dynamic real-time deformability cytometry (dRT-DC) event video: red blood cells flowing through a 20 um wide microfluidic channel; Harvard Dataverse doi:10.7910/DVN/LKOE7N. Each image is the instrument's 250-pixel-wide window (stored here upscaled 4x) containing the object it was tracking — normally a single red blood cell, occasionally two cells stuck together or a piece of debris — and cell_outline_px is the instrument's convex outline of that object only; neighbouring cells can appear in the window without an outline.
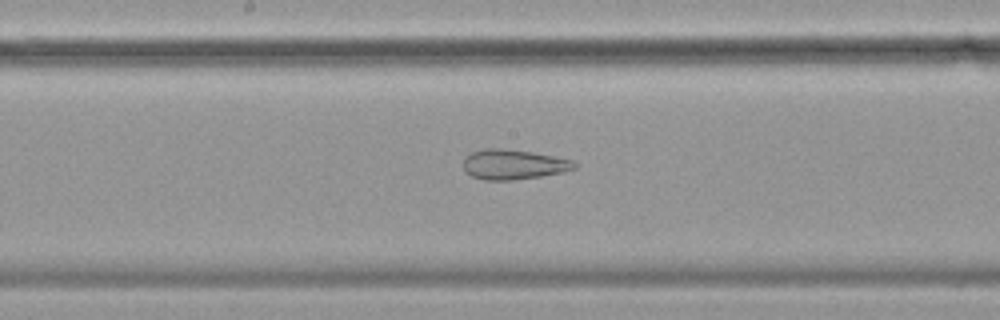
{"species": "common noctule bat (a hibernating species)", "species_latin": "Nyctalus noctula", "temperature_condition": "cold", "stored_images_in_passage": 56, "camera_frame_rate_fps": 3000, "um_per_image_px": 0.085, "animal": {"sex": "female", "body_mass_g": 19.9}, "frame": {"image": 1, "passage_image": 29, "time_ms": 9.333, "image_size_px": [1000, 320], "cell_outline_px": [[576, 168], [564, 172], [540, 176], [512, 180], [484, 180], [472, 176], [464, 172], [464, 156], [472, 152], [484, 148], [500, 148], [532, 152], [556, 156], [572, 160], [576, 164]], "centroid_in_image_um": [43.63, 13.97], "position_along_channel_um": 204.6, "area_um2": 19.48}}
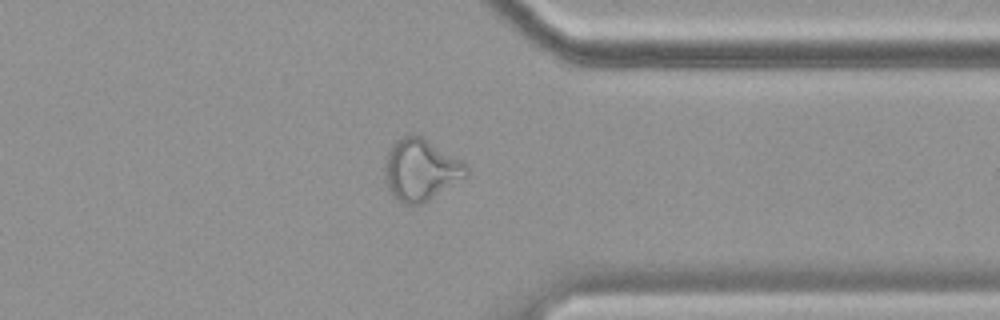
{"frame": {"image": 2, "passage_image": 44, "time_ms": 14.333, "image_size_px": [1000, 320], "cell_outline_px": [[468, 172], [464, 176], [424, 204], [404, 204], [396, 200], [392, 196], [384, 180], [384, 164], [388, 148], [396, 140], [404, 136], [420, 136], [460, 160], [468, 168]], "centroid_in_image_um": [35.68, 14.46], "position_along_channel_um": 375.7, "area_um2": 28.9}}
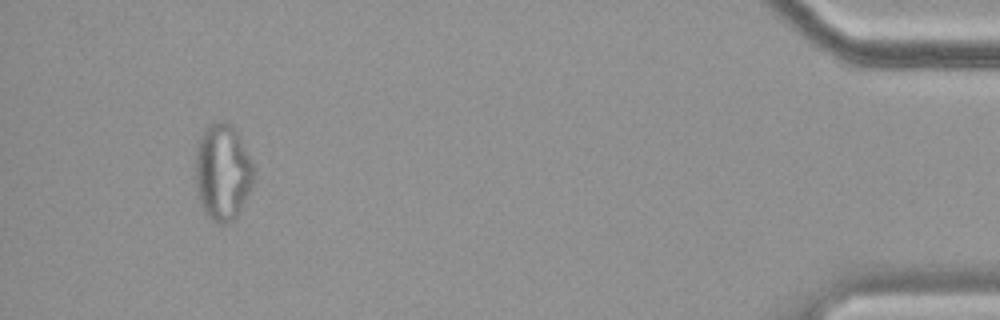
{"frame": {"image": 3, "passage_image": 53, "time_ms": 17.333, "image_size_px": [1000, 320], "cell_outline_px": [[252, 184], [236, 220], [228, 224], [216, 224], [208, 216], [200, 200], [196, 184], [196, 148], [200, 136], [216, 120], [224, 120], [232, 124], [236, 128], [252, 164]], "centroid_in_image_um": [18.92, 14.64], "position_along_channel_um": 416.3, "area_um2": 32.48}, "authors_computed_cell_mechanics": {"area_um2": 29.2757, "velocity_mm_per_s": 3.512, "shape_relaxation_time_tau1_ms": null, "shape_relaxation_time_tau2_ms": 2.2016, "deformation_change_tau1": null, "deformation_change_tau2": 0.1158}}